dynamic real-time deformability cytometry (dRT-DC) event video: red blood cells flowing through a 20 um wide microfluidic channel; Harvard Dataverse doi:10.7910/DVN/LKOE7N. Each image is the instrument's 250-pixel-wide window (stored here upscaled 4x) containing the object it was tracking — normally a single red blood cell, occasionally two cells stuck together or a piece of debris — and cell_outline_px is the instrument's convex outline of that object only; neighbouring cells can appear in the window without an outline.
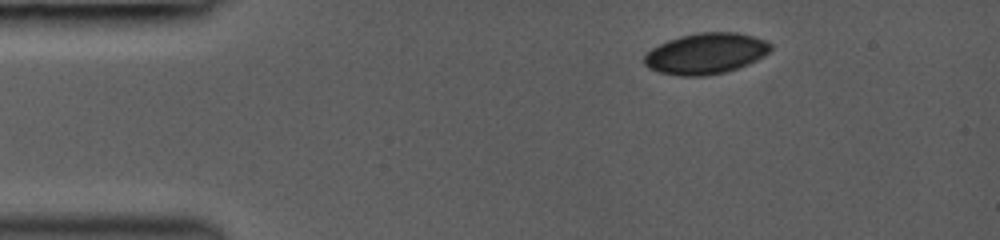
{"species": "common noctule bat (a hibernating species)", "species_latin": "Nyctalus noctula", "temperature_condition": "room temperature", "stored_images_in_passage": 9, "camera_frame_rate_fps": 3000, "um_per_image_px": 0.085, "animal": {"sex": "female", "body_mass_g": 19.0, "forearm_length_mm": 53.3}, "frame": {"image": 1, "passage_image": 1, "time_ms": 0.0, "image_size_px": [1000, 240], "cell_outline_px": [[772, 48], [764, 56], [748, 64], [724, 72], [704, 76], [680, 76], [660, 72], [648, 68], [644, 64], [644, 56], [652, 48], [668, 40], [680, 36], [700, 32], [736, 32], [752, 36], [764, 40], [772, 44]], "centroid_in_image_um": [59.99, 4.55], "position_along_channel_um": 25.0, "area_um2": 30.0}}